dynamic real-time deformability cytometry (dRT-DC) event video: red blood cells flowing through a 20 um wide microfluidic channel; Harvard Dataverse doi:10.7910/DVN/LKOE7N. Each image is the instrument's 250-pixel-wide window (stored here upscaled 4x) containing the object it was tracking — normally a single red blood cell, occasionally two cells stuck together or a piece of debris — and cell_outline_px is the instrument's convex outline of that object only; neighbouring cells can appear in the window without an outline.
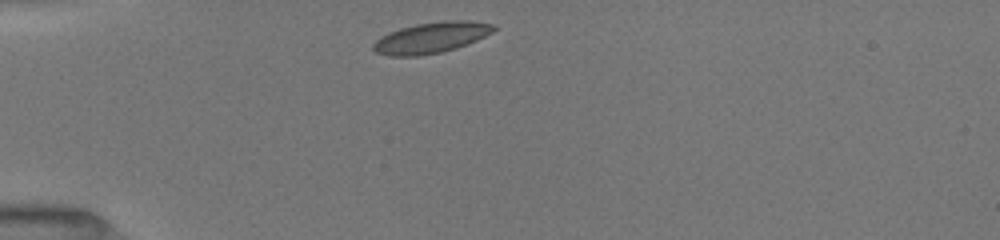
{"species": "common noctule bat (a hibernating species)", "species_latin": "Nyctalus noctula", "temperature_condition": "room temperature", "stored_images_in_passage": 38, "camera_frame_rate_fps": 3000, "um_per_image_px": 0.085, "animal": {"sex": "female", "body_mass_g": 19.5, "forearm_length_mm": 54.1}, "frame": {"image": 1, "passage_image": 1, "time_ms": 0.0, "image_size_px": [1000, 240], "cell_outline_px": [[496, 28], [492, 32], [468, 44], [456, 48], [440, 52], [416, 56], [388, 56], [376, 52], [372, 48], [372, 44], [380, 36], [388, 32], [400, 28], [416, 24], [444, 20], [468, 20], [496, 24]], "centroid_in_image_um": [36.64, 3.19], "position_along_channel_um": 48.4, "area_um2": 21.79}}
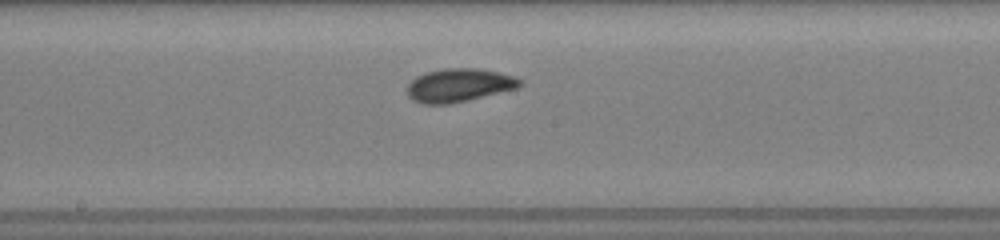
{"frame": {"image": 2, "passage_image": 15, "time_ms": 4.667, "image_size_px": [1000, 240], "cell_outline_px": [[524, 84], [516, 88], [468, 100], [448, 104], [420, 104], [412, 100], [404, 92], [408, 84], [416, 76], [428, 72], [444, 68], [476, 68], [496, 72], [512, 76], [524, 80]], "centroid_in_image_um": [38.96, 7.25], "position_along_channel_um": 209.2, "area_um2": 21.96}}
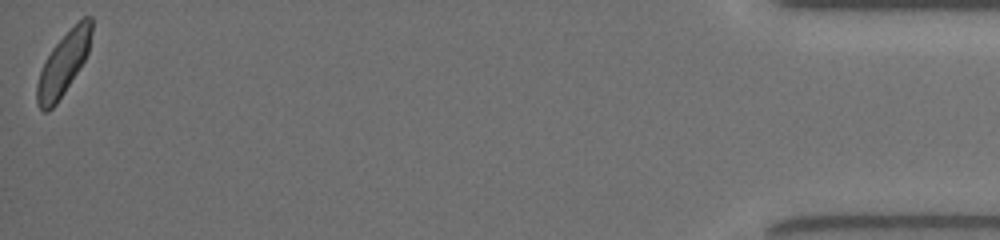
{"frame": {"image": 3, "passage_image": 38, "time_ms": 12.333, "image_size_px": [1000, 240], "cell_outline_px": [[92, 32], [88, 52], [84, 60], [64, 92], [56, 104], [48, 112], [44, 112], [40, 108], [36, 100], [36, 84], [40, 72], [52, 48], [84, 16], [92, 16]], "centroid_in_image_um": [5.38, 5.45], "position_along_channel_um": 429.8, "area_um2": 19.36}, "authors_computed_cell_mechanics": {"area_um2": 20.7213, "velocity_mm_per_s": 3.9811, "shape_relaxation_time_tau1_ms": 2.8107, "shape_relaxation_time_tau2_ms": 1.3162, "deformation_change_tau1": 0.0915, "deformation_change_tau2": 0.0516}}